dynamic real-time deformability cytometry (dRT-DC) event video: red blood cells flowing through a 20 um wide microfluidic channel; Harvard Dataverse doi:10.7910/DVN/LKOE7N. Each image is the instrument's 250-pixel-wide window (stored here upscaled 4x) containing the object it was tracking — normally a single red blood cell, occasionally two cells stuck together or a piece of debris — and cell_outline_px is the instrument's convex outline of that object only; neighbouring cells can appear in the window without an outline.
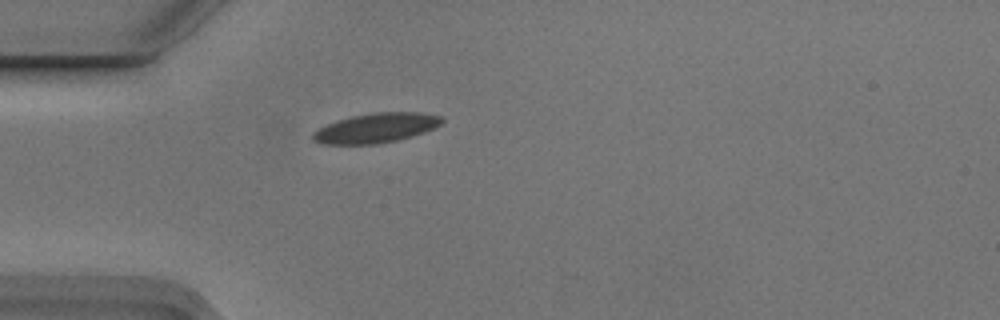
{"species": "Egyptian fruit bat (a non-hibernating species)", "species_latin": "Rousettus aegyptiacus", "temperature_condition": "cold", "stored_images_in_passage": 1, "camera_frame_rate_fps": 3000, "um_per_image_px": 0.085, "animal": {"sex": "male"}, "frame": {"image": 1, "passage_image": 1, "time_ms": 0.0, "image_size_px": [1000, 320], "cell_outline_px": [[444, 120], [440, 124], [424, 132], [412, 136], [396, 140], [376, 144], [324, 144], [312, 140], [312, 132], [328, 124], [352, 116], [372, 112], [416, 112], [440, 116]], "centroid_in_image_um": [31.94, 10.88], "position_along_channel_um": 53.1, "area_um2": 21.96}}